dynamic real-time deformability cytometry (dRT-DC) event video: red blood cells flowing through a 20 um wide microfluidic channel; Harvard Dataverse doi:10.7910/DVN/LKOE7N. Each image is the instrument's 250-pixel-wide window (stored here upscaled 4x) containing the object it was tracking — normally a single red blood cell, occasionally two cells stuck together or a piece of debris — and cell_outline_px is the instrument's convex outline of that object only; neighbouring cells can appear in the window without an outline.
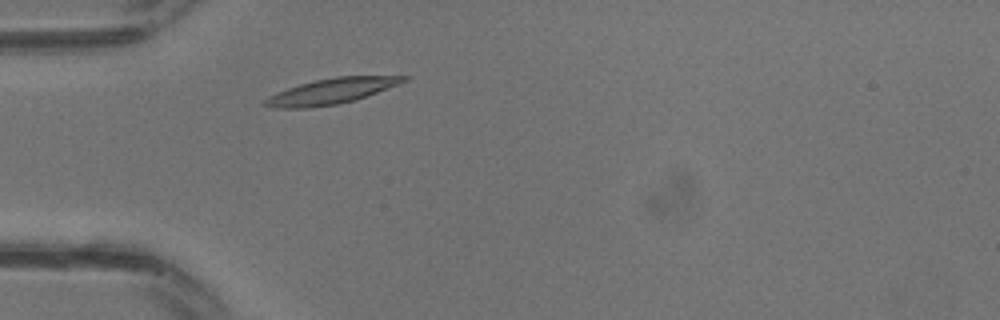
{"species": "common noctule bat (a hibernating species)", "species_latin": "Nyctalus noctula", "temperature_condition": "warm", "stored_images_in_passage": 10, "camera_frame_rate_fps": 3000, "um_per_image_px": 0.085, "animal": {"sex": "male", "body_mass_g": 13.3}, "frame": {"image": 1, "passage_image": 4, "time_ms": 1.0, "image_size_px": [1000, 320], "cell_outline_px": [[408, 80], [376, 92], [352, 100], [336, 104], [308, 108], [276, 108], [260, 104], [268, 96], [276, 92], [300, 84], [316, 80], [336, 76], [408, 76]], "centroid_in_image_um": [28.08, 7.75], "position_along_channel_um": 56.9, "area_um2": 20.23}}
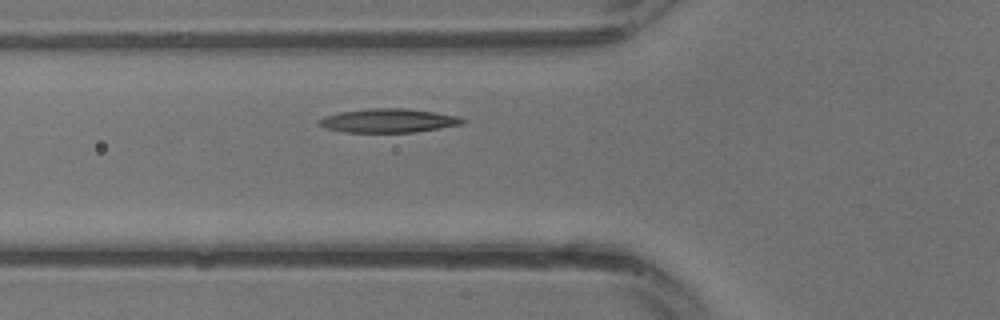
{"frame": {"image": 2, "passage_image": 6, "time_ms": 1.667, "image_size_px": [1000, 320], "cell_outline_px": [[464, 120], [460, 124], [440, 128], [416, 132], [344, 132], [324, 128], [316, 124], [316, 120], [324, 116], [340, 112], [368, 108], [404, 108], [436, 112], [460, 116]], "centroid_in_image_um": [32.95, 10.25], "position_along_channel_um": 92.9, "area_um2": 20.06}}
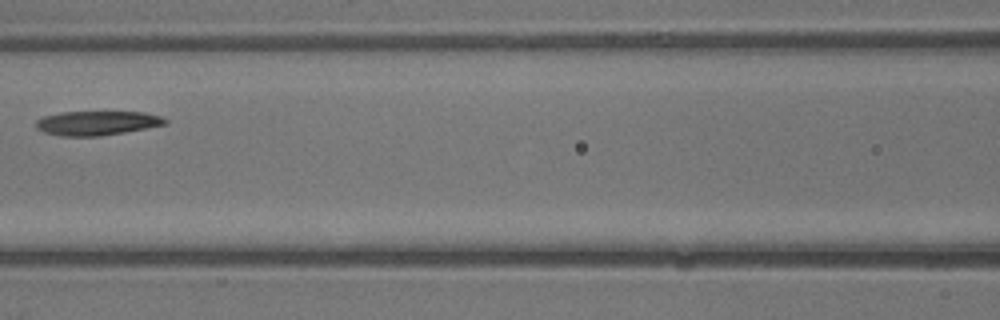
{"frame": {"image": 3, "passage_image": 9, "time_ms": 2.667, "image_size_px": [1000, 320], "cell_outline_px": [[168, 124], [148, 128], [100, 136], [60, 136], [44, 132], [36, 128], [36, 120], [44, 116], [60, 112], [144, 112], [160, 116], [168, 120]], "centroid_in_image_um": [8.25, 10.46], "position_along_channel_um": 158.3, "area_um2": 18.32}}